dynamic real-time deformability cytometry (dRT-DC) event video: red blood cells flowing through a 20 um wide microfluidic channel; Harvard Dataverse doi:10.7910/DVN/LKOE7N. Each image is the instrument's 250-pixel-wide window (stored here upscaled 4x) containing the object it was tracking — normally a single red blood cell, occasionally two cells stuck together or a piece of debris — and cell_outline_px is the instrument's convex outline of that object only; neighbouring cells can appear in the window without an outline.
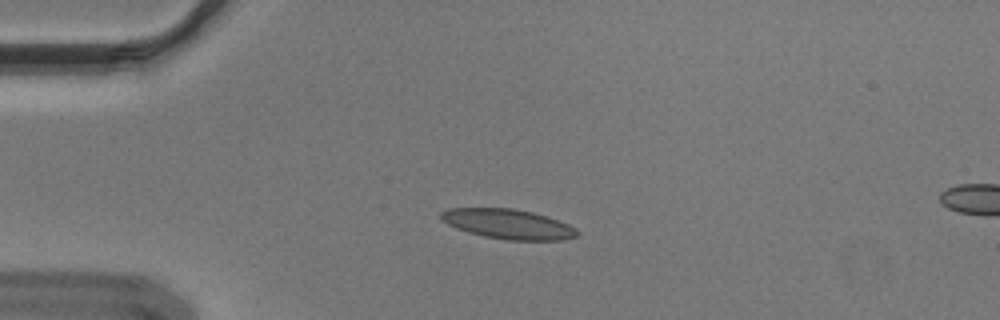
{"species": "Egyptian fruit bat (a non-hibernating species)", "species_latin": "Rousettus aegyptiacus", "temperature_condition": "cold", "stored_images_in_passage": 5, "camera_frame_rate_fps": 3000, "um_per_image_px": 0.085, "animal": {"sex": "male"}, "frame": {"image": 1, "passage_image": 1, "time_ms": 0.0, "image_size_px": [1000, 320], "cell_outline_px": [[580, 236], [564, 240], [508, 240], [484, 236], [468, 232], [456, 228], [440, 220], [440, 212], [448, 208], [512, 208], [532, 212], [568, 224], [576, 228], [580, 232]], "centroid_in_image_um": [43.19, 19.05], "position_along_channel_um": 41.8, "area_um2": 23.7}}